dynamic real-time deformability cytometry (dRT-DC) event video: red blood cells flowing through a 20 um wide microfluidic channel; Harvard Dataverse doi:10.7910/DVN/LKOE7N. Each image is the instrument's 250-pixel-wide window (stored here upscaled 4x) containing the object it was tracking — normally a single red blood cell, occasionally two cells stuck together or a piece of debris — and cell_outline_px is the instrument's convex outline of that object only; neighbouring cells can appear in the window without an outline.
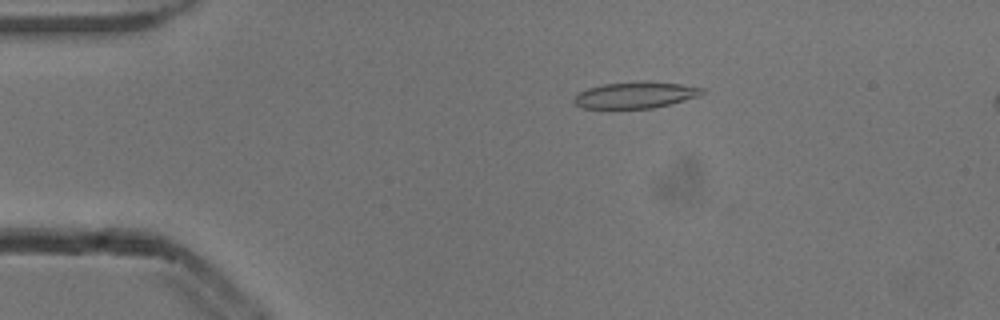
{"species": "common noctule bat (a hibernating species)", "species_latin": "Nyctalus noctula", "temperature_condition": "cold", "stored_images_in_passage": 54, "camera_frame_rate_fps": 3000, "um_per_image_px": 0.085, "animal": {"sex": "male", "body_mass_g": 13.3}, "frame": {"image": 1, "passage_image": 10, "time_ms": 3.0, "image_size_px": [1000, 320], "cell_outline_px": [[704, 92], [700, 96], [652, 108], [584, 108], [576, 104], [572, 100], [580, 92], [588, 88], [604, 84], [644, 80], [680, 84], [704, 88]], "centroid_in_image_um": [54.03, 8.06], "position_along_channel_um": 31.0, "area_um2": 19.59}}
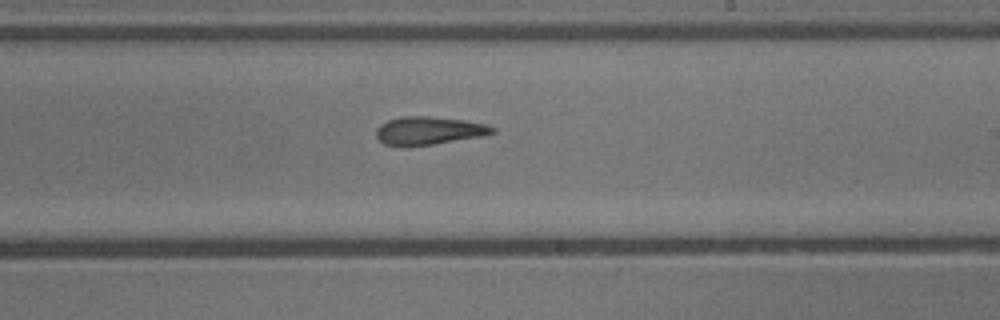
{"frame": {"image": 2, "passage_image": 31, "time_ms": 10.0, "image_size_px": [1000, 320], "cell_outline_px": [[496, 132], [484, 136], [408, 148], [400, 148], [384, 144], [376, 136], [376, 128], [380, 124], [388, 120], [400, 116], [428, 116], [464, 120], [488, 124], [496, 128]], "centroid_in_image_um": [36.43, 11.13], "position_along_channel_um": 252.6, "area_um2": 19.59}}
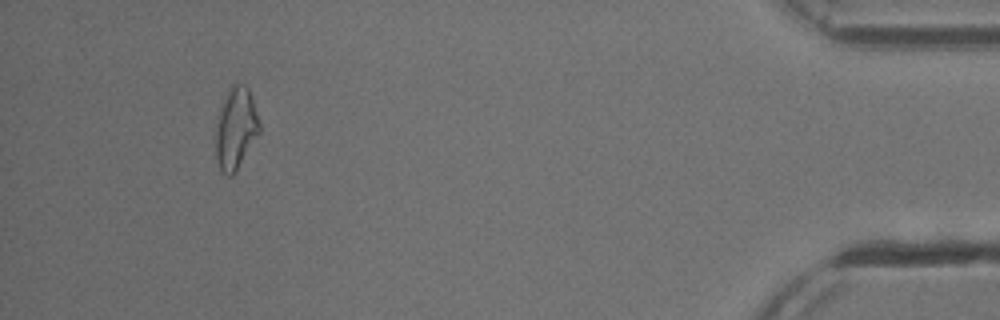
{"frame": {"image": 3, "passage_image": 49, "time_ms": 16.0, "image_size_px": [1000, 320], "cell_outline_px": [[260, 132], [236, 172], [232, 176], [228, 176], [220, 172], [216, 156], [216, 116], [228, 88], [232, 84], [244, 84], [248, 88], [260, 124]], "centroid_in_image_um": [20.02, 10.93], "position_along_channel_um": 415.2, "area_um2": 20.98}, "authors_computed_cell_mechanics": {"area_um2": 19.5942, "velocity_mm_per_s": 3.8811, "shape_relaxation_time_tau1_ms": null, "shape_relaxation_time_tau2_ms": 6.9428, "deformation_change_tau1": null, "deformation_change_tau2": 0.19}}